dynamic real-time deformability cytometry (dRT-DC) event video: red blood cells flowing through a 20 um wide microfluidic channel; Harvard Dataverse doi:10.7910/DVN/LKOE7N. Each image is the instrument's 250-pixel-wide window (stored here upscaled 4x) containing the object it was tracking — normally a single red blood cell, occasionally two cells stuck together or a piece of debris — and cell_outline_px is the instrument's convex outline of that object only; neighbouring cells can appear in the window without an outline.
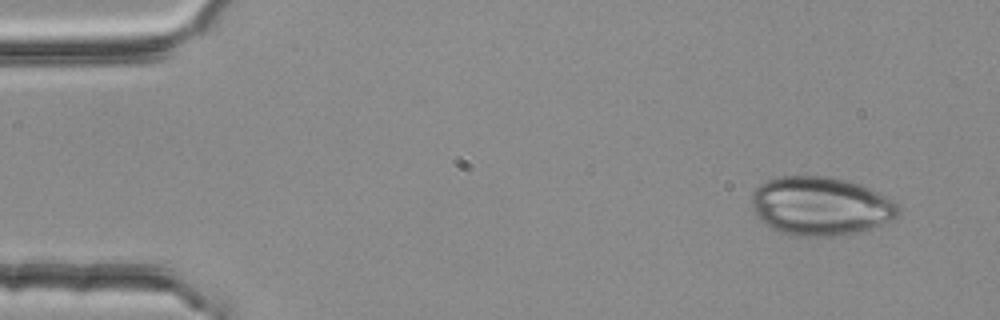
{"species": "common noctule bat (a hibernating species)", "species_latin": "Nyctalus noctula", "temperature_condition": "room temperature", "stored_images_in_passage": 3, "camera_frame_rate_fps": 3000, "um_per_image_px": 0.085, "animal": {"sex": "female", "body_mass_g": 25.1}, "frame": {"image": 1, "passage_image": 1, "time_ms": 0.0, "image_size_px": [1000, 320], "cell_outline_px": [[900, 212], [896, 220], [864, 232], [832, 236], [796, 236], [772, 228], [764, 224], [756, 216], [752, 204], [752, 192], [760, 184], [768, 180], [780, 176], [828, 176], [848, 180], [868, 188], [892, 200], [900, 208]], "centroid_in_image_um": [69.78, 17.53], "position_along_channel_um": 15.2, "area_um2": 50.46}}